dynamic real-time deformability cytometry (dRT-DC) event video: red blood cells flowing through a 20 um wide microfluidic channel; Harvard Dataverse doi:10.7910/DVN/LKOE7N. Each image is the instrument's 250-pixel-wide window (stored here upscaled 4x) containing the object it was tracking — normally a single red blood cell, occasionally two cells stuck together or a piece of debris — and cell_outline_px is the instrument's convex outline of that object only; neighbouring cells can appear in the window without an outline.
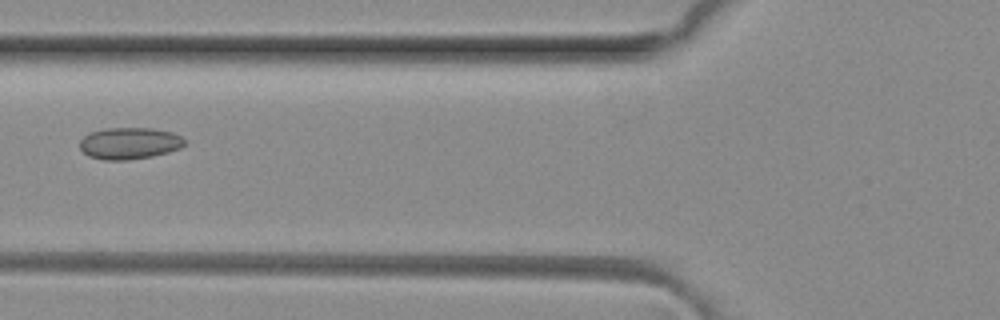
{"species": "common noctule bat (a hibernating species)", "species_latin": "Nyctalus noctula", "temperature_condition": "room temperature", "stored_images_in_passage": 6, "camera_frame_rate_fps": 3000, "um_per_image_px": 0.085, "animal": {"sex": "female", "body_mass_g": 29.2, "forearm_length_mm": 56.3}, "frame": {"image": 1, "passage_image": 6, "time_ms": 1.667, "image_size_px": [1000, 320], "cell_outline_px": [[188, 144], [180, 148], [168, 152], [152, 156], [128, 160], [104, 160], [88, 156], [80, 148], [80, 140], [84, 136], [92, 132], [104, 128], [152, 128], [172, 132], [180, 136]], "centroid_in_image_um": [11.01, 12.18], "position_along_channel_um": 114.8, "area_um2": 19.42}}